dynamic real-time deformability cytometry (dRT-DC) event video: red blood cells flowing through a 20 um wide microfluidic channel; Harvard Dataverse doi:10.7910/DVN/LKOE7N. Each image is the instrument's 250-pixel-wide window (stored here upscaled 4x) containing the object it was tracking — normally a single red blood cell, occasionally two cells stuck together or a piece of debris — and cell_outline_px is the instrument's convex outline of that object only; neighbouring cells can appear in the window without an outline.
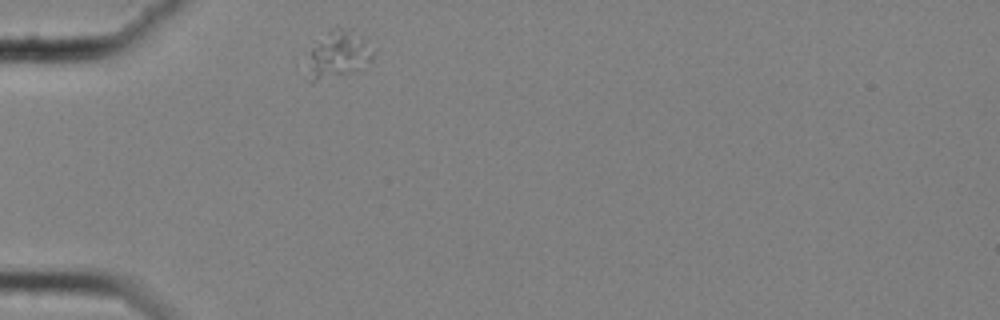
{"species": "common noctule bat (a hibernating species)", "species_latin": "Nyctalus noctula", "temperature_condition": "cold", "stored_images_in_passage": 44, "camera_frame_rate_fps": 3000, "um_per_image_px": 0.085, "animal": {"sex": "female", "body_mass_g": 25.1}, "frame": {"image": 1, "passage_image": 1, "time_ms": 0.0, "image_size_px": [1000, 320], "cell_outline_px": [[372, 60], [360, 68], [344, 76], [316, 80], [308, 80], [312, 48], [336, 24], [360, 36], [364, 40], [372, 52]], "centroid_in_image_um": [28.76, 4.64], "position_along_channel_um": 56.2, "area_um2": 17.22}}
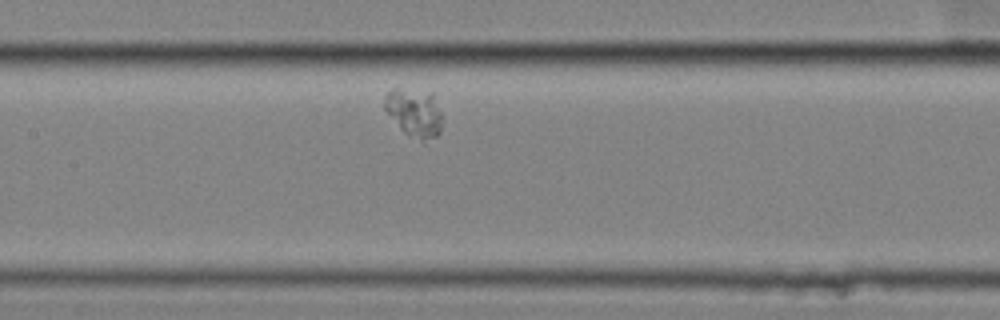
{"frame": {"image": 2, "passage_image": 13, "time_ms": 4.0, "image_size_px": [1000, 320], "cell_outline_px": [[440, 132], [436, 136], [424, 144], [408, 136], [400, 128], [384, 108], [384, 96], [396, 84], [432, 92], [440, 112]], "centroid_in_image_um": [35.18, 9.53], "position_along_channel_um": 172.2, "area_um2": 16.88}}
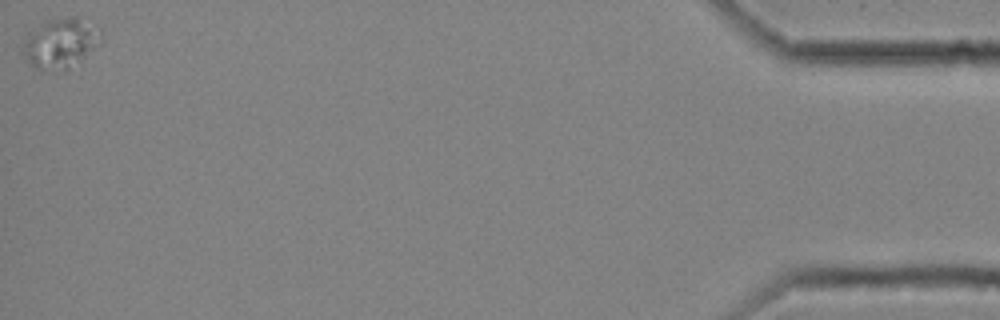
{"frame": {"image": 3, "passage_image": 44, "time_ms": 14.333, "image_size_px": [1000, 320], "cell_outline_px": [[104, 36], [100, 44], [68, 68], [56, 72], [44, 72], [28, 64], [24, 52], [24, 40], [28, 32], [40, 24], [48, 20], [76, 20], [100, 32]], "centroid_in_image_um": [5.06, 3.77], "position_along_channel_um": 430.1, "area_um2": 21.68}}